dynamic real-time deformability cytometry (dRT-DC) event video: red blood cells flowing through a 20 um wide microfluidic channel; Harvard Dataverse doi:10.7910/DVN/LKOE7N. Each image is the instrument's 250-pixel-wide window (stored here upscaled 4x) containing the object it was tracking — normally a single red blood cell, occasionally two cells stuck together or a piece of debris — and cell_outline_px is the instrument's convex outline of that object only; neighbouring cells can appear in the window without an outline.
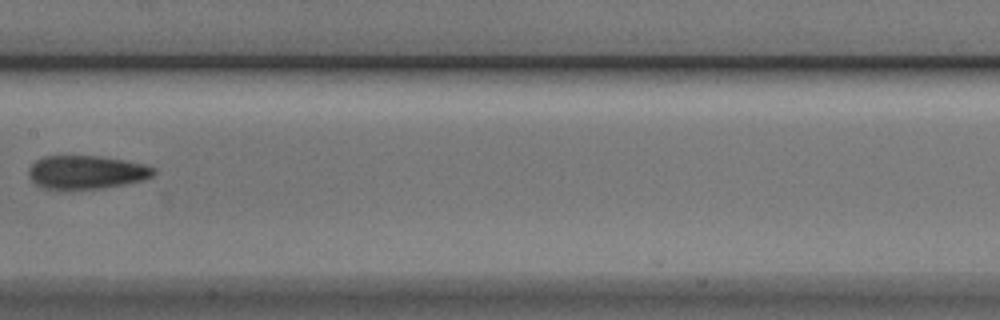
{"species": "Egyptian fruit bat (a non-hibernating species)", "species_latin": "Rousettus aegyptiacus", "temperature_condition": "cold", "stored_images_in_passage": 8, "camera_frame_rate_fps": 3000, "um_per_image_px": 0.085, "animal": {"sex": "male"}, "frame": {"image": 1, "passage_image": 8, "time_ms": 2.333, "image_size_px": [1000, 320], "cell_outline_px": [[156, 172], [152, 176], [144, 180], [104, 188], [40, 188], [28, 176], [28, 168], [36, 160], [44, 156], [100, 156], [124, 160], [144, 164], [156, 168]], "centroid_in_image_um": [7.35, 14.62], "position_along_channel_um": 200.0, "area_um2": 24.28}}